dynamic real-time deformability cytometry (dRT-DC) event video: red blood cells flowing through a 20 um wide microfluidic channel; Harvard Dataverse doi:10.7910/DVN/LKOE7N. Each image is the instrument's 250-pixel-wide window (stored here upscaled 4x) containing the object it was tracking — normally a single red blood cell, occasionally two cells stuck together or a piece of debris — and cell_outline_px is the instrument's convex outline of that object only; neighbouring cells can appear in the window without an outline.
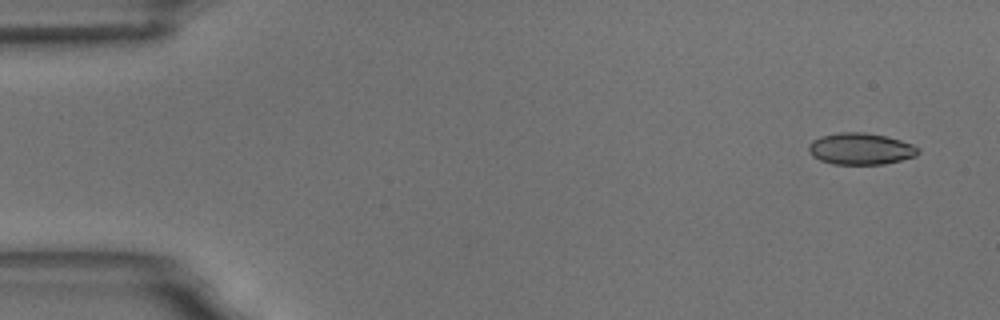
{"species": "common noctule bat (a hibernating species)", "species_latin": "Nyctalus noctula", "temperature_condition": "room temperature", "stored_images_in_passage": 5, "camera_frame_rate_fps": 3000, "um_per_image_px": 0.085, "animal": {"sex": "male", "body_mass_g": 18.8}, "frame": {"image": 1, "passage_image": 1, "time_ms": 0.0, "image_size_px": [1000, 320], "cell_outline_px": [[920, 152], [916, 156], [884, 164], [832, 164], [820, 160], [812, 156], [808, 152], [808, 144], [812, 140], [820, 136], [840, 132], [864, 132], [884, 136], [900, 140], [912, 144], [920, 148]], "centroid_in_image_um": [73.13, 12.65], "position_along_channel_um": 11.9, "area_um2": 20.29}}
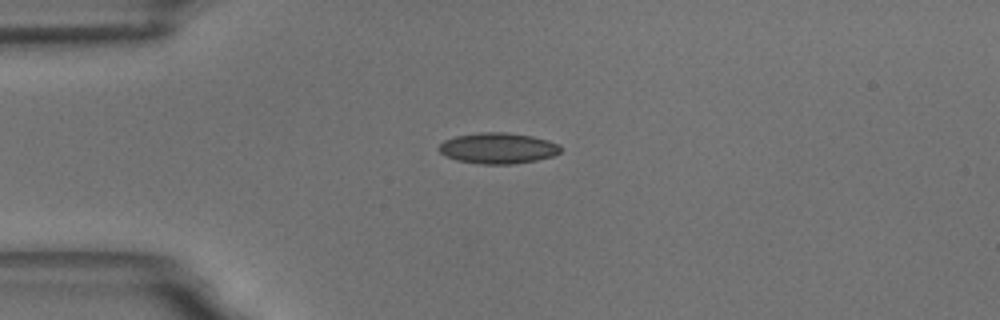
{"frame": {"image": 2, "passage_image": 4, "time_ms": 3.667, "image_size_px": [1000, 320], "cell_outline_px": [[560, 152], [552, 156], [536, 160], [512, 164], [480, 164], [456, 160], [440, 152], [440, 144], [444, 140], [456, 136], [480, 132], [508, 132], [532, 136], [548, 140], [556, 144], [560, 148]], "centroid_in_image_um": [42.32, 12.59], "position_along_channel_um": 42.7, "area_um2": 21.68}}